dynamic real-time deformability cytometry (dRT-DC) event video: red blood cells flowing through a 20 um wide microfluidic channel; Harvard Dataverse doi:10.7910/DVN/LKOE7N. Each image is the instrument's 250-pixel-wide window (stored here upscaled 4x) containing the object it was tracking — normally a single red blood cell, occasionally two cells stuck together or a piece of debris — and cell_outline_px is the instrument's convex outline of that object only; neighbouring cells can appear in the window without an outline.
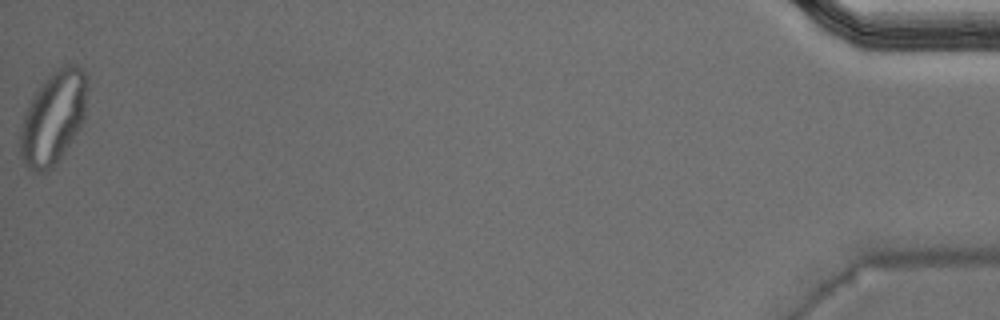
{"species": "Egyptian fruit bat (a non-hibernating species)", "species_latin": "Rousettus aegyptiacus", "temperature_condition": "warm", "stored_images_in_passage": 41, "camera_frame_rate_fps": 3000, "um_per_image_px": 0.085, "animal": {"sex": "male"}, "frame": {"image": 1, "passage_image": 41, "time_ms": 13.333, "image_size_px": [1000, 320], "cell_outline_px": [[88, 88], [84, 120], [80, 128], [64, 152], [52, 168], [44, 172], [36, 172], [28, 168], [24, 164], [20, 156], [20, 128], [24, 112], [32, 96], [52, 72], [64, 64], [76, 64], [88, 76]], "centroid_in_image_um": [4.54, 9.99], "position_along_channel_um": 430.7, "area_um2": 36.53}}